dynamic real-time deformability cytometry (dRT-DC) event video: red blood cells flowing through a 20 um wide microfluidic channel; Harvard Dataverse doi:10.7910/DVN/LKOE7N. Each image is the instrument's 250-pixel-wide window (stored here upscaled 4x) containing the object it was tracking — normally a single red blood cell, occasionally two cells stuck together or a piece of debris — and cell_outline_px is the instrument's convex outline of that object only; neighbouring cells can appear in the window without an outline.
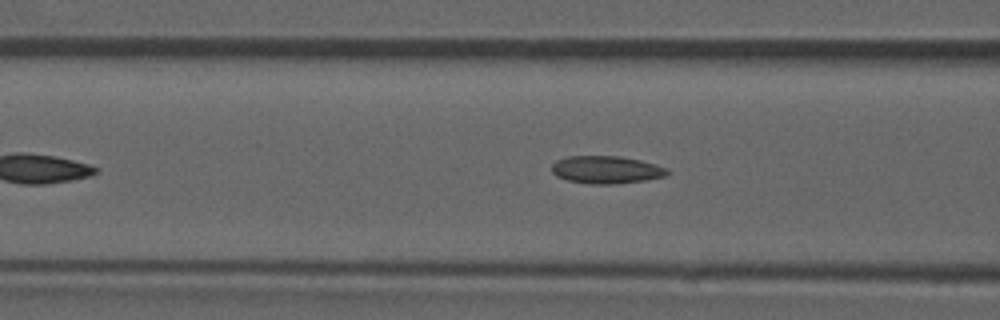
{"species": "common noctule bat (a hibernating species)", "species_latin": "Nyctalus noctula", "temperature_condition": "room temperature", "stored_images_in_passage": 35, "camera_frame_rate_fps": 3000, "um_per_image_px": 0.085, "animal": {"sex": "male", "forearm_length_mm": 52.5}, "frame": {"image": 1, "passage_image": 6, "time_ms": 1.667, "image_size_px": [1000, 320], "cell_outline_px": [[672, 172], [664, 176], [648, 180], [612, 184], [588, 184], [568, 180], [556, 176], [552, 172], [552, 164], [556, 160], [568, 156], [620, 156], [640, 160], [656, 164], [668, 168]], "centroid_in_image_um": [51.56, 14.43], "position_along_channel_um": 115.0, "area_um2": 18.79}, "authors_computed_cell_mechanics": {"area_um2": 17.918, "velocity_mm_per_s": 3.8967, "shape_relaxation_time_tau1_ms": null, "shape_relaxation_time_tau2_ms": 4.6566, "deformation_change_tau1": null, "deformation_change_tau2": 0.1344}}